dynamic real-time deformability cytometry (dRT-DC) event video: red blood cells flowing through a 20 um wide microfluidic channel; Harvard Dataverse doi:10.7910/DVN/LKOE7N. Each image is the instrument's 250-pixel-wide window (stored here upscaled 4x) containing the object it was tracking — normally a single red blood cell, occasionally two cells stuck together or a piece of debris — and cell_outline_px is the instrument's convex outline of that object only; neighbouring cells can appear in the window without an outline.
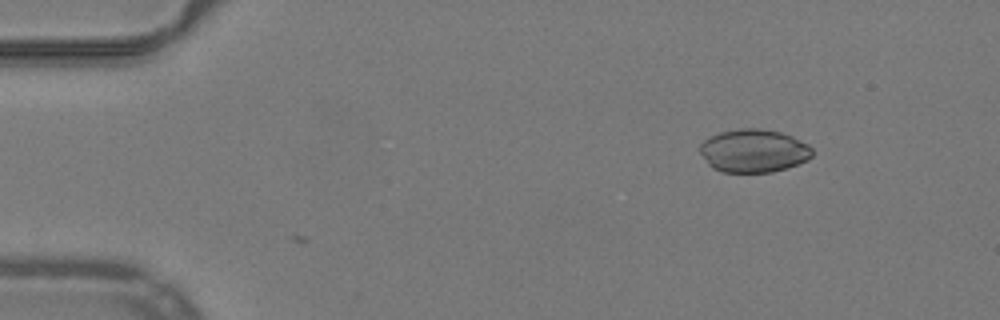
{"species": "common noctule bat (a hibernating species)", "species_latin": "Nyctalus noctula", "temperature_condition": "warm", "stored_images_in_passage": 2, "camera_frame_rate_fps": 3000, "um_per_image_px": 0.085, "animal": {"sex": "male", "body_mass_g": 19.2, "forearm_length_mm": 51.8}, "frame": {"image": 1, "passage_image": 1, "time_ms": 0.0, "image_size_px": [1000, 320], "cell_outline_px": [[812, 156], [808, 160], [772, 172], [720, 172], [712, 168], [708, 164], [700, 152], [700, 144], [704, 140], [720, 132], [740, 128], [760, 128], [780, 132], [792, 136], [808, 144], [812, 148]], "centroid_in_image_um": [64.05, 12.81], "position_along_channel_um": 20.9, "area_um2": 28.21}}